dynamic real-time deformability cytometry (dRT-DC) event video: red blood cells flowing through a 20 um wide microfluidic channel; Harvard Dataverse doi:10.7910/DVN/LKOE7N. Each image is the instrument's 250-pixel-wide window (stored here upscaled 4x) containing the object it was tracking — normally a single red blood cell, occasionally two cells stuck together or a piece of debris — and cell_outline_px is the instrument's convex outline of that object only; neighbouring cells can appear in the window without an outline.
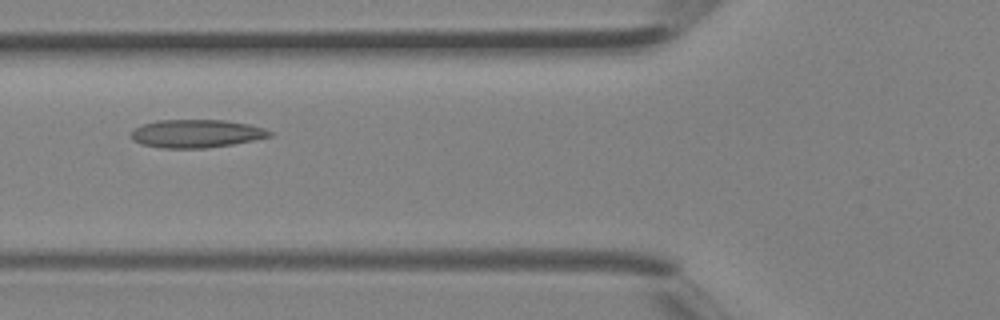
{"species": "Egyptian fruit bat (a non-hibernating species)", "species_latin": "Rousettus aegyptiacus", "temperature_condition": "room temperature", "stored_images_in_passage": 2, "camera_frame_rate_fps": 3000, "um_per_image_px": 0.085, "animal": {"sex": "female"}, "frame": {"image": 1, "passage_image": 2, "time_ms": 0.333, "image_size_px": [1000, 320], "cell_outline_px": [[272, 136], [232, 144], [208, 148], [164, 148], [140, 144], [132, 140], [132, 132], [136, 128], [144, 124], [156, 120], [224, 120], [248, 124], [264, 128], [272, 132]], "centroid_in_image_um": [16.69, 11.36], "position_along_channel_um": 109.1, "area_um2": 22.54}}